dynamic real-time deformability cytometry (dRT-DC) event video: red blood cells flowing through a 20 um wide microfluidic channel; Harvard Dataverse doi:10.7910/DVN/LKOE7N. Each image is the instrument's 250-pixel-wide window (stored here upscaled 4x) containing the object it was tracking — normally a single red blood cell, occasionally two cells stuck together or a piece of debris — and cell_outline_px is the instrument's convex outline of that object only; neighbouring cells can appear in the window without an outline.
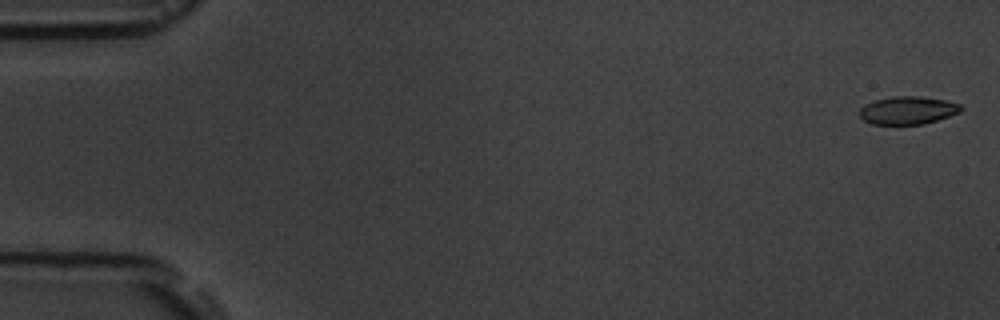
{"species": "common noctule bat (a hibernating species)", "species_latin": "Nyctalus noctula", "temperature_condition": "room temperature", "stored_images_in_passage": 7, "camera_frame_rate_fps": 3000, "um_per_image_px": 0.085, "animal": {"sex": "male", "body_mass_g": 19.5, "forearm_length_mm": 54.6}, "frame": {"image": 1, "passage_image": 1, "time_ms": 0.0, "image_size_px": [1000, 320], "cell_outline_px": [[964, 108], [960, 112], [924, 124], [872, 124], [864, 120], [860, 116], [860, 108], [864, 104], [876, 100], [892, 96], [920, 96], [944, 100], [960, 104]], "centroid_in_image_um": [77.16, 9.37], "position_along_channel_um": 7.8, "area_um2": 16.42}}
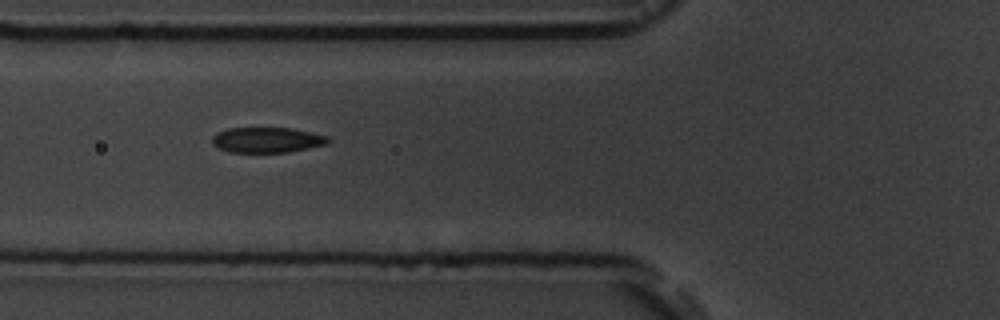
{"frame": {"image": 2, "passage_image": 6, "time_ms": 6.667, "image_size_px": [1000, 320], "cell_outline_px": [[332, 140], [328, 144], [288, 152], [228, 152], [212, 144], [212, 136], [228, 128], [292, 128], [312, 132], [328, 136]], "centroid_in_image_um": [22.74, 11.89], "position_along_channel_um": 103.1, "area_um2": 17.17}}
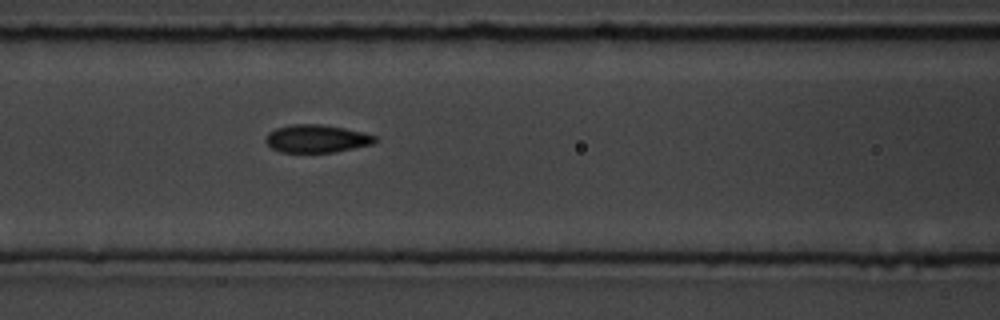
{"frame": {"image": 3, "passage_image": 7, "time_ms": 7.667, "image_size_px": [1000, 320], "cell_outline_px": [[376, 140], [372, 144], [332, 152], [280, 152], [272, 148], [264, 140], [268, 132], [276, 128], [292, 124], [324, 124], [364, 132], [376, 136]], "centroid_in_image_um": [26.89, 11.77], "position_along_channel_um": 139.7, "area_um2": 17.69}}